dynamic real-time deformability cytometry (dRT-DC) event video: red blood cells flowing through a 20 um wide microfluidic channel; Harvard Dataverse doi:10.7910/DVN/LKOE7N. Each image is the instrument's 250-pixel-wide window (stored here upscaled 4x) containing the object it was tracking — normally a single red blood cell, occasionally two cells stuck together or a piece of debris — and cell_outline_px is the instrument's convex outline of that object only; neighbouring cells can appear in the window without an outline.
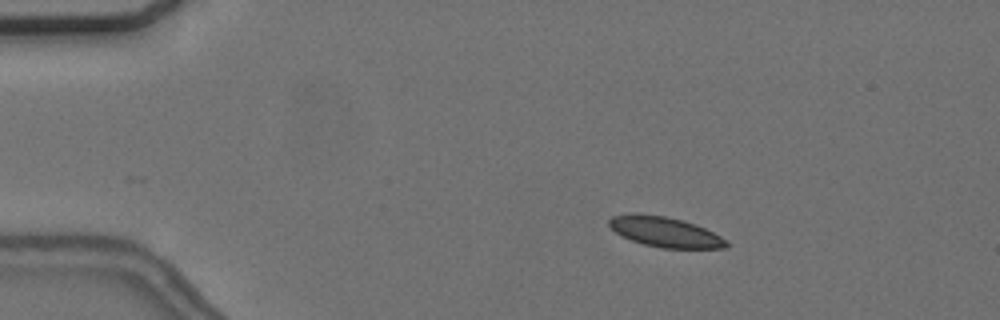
{"species": "common noctule bat (a hibernating species)", "species_latin": "Nyctalus noctula", "temperature_condition": "cold", "stored_images_in_passage": 12, "camera_frame_rate_fps": 3000, "um_per_image_px": 0.085, "animal": {"sex": "female", "body_mass_g": 24.6, "forearm_length_mm": 56.2}, "frame": {"image": 1, "passage_image": 3, "time_ms": 0.667, "image_size_px": [1000, 320], "cell_outline_px": [[732, 244], [728, 248], [660, 248], [644, 244], [620, 236], [608, 224], [608, 220], [612, 216], [628, 212], [640, 212], [664, 216], [684, 220], [704, 228], [728, 240]], "centroid_in_image_um": [56.52, 19.7], "position_along_channel_um": 28.5, "area_um2": 20.98}}
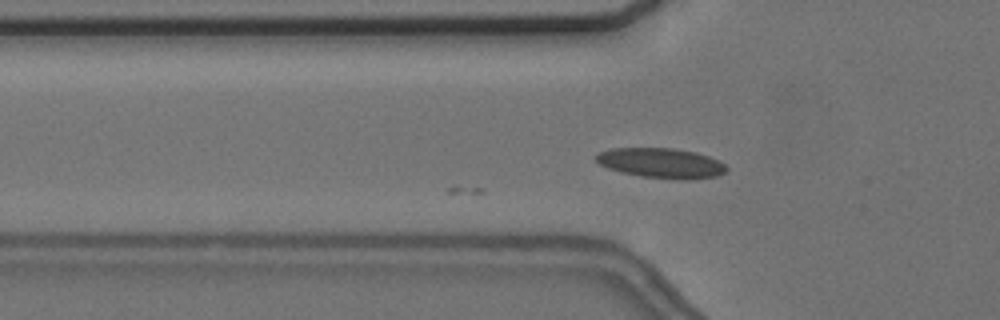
{"frame": {"image": 2, "passage_image": 12, "time_ms": 3.667, "image_size_px": [1000, 320], "cell_outline_px": [[728, 168], [724, 172], [716, 176], [688, 180], [684, 180], [640, 176], [620, 172], [608, 168], [600, 164], [592, 156], [600, 152], [612, 148], [672, 148], [696, 152], [708, 156], [724, 164]], "centroid_in_image_um": [56.17, 13.86], "position_along_channel_um": 69.6, "area_um2": 22.77}}